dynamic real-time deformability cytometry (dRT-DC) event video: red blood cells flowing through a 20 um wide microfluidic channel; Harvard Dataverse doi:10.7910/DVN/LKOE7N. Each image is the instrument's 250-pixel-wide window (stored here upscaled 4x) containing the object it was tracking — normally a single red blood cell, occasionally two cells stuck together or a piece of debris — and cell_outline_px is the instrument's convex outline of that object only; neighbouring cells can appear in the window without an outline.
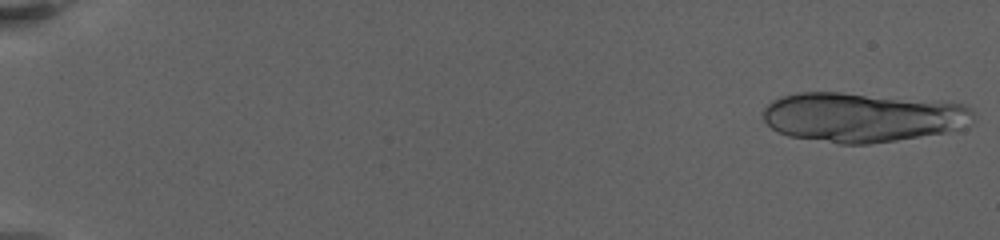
{"species": "human", "species_latin": "Homo sapiens", "temperature_condition": "warm", "stored_images_in_passage": 10, "camera_frame_rate_fps": 3000, "um_per_image_px": 0.085, "donor": {"sex": "female"}, "frame": {"image": 1, "passage_image": 1, "time_ms": 0.0, "image_size_px": [1000, 240], "cell_outline_px": [[972, 124], [964, 128], [944, 132], [896, 140], [868, 144], [840, 144], [788, 136], [776, 132], [764, 120], [764, 108], [772, 100], [784, 96], [800, 92], [840, 92], [940, 100], [964, 104], [972, 112]], "centroid_in_image_um": [73.31, 9.96], "position_along_channel_um": 11.7, "area_um2": 60.98}}